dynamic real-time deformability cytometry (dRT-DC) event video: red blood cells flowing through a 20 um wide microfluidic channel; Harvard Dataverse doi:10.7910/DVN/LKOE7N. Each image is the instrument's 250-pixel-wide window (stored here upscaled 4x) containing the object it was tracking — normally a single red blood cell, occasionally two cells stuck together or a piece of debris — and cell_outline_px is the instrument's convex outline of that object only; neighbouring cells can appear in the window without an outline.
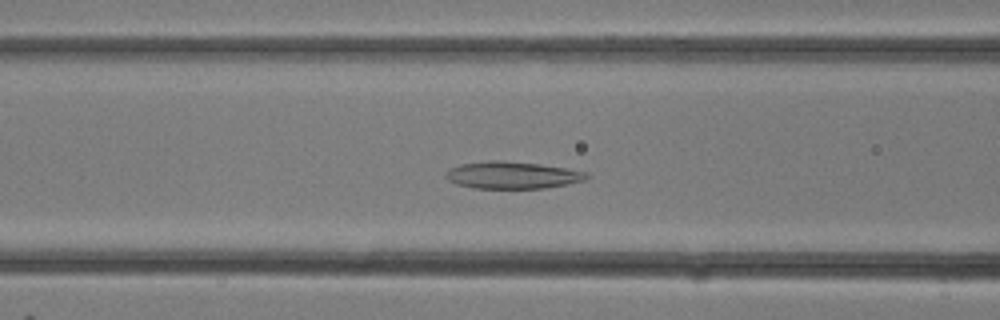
{"species": "common noctule bat (a hibernating species)", "species_latin": "Nyctalus noctula", "temperature_condition": "room temperature", "stored_images_in_passage": 28, "camera_frame_rate_fps": 3000, "um_per_image_px": 0.085, "animal": {"sex": "female"}, "frame": {"image": 1, "passage_image": 9, "time_ms": 2.667, "image_size_px": [1000, 320], "cell_outline_px": [[588, 176], [584, 180], [568, 184], [544, 188], [472, 188], [456, 184], [448, 180], [444, 176], [444, 172], [448, 168], [460, 164], [488, 160], [500, 160], [540, 164], [588, 172]], "centroid_in_image_um": [43.48, 14.88], "position_along_channel_um": 123.1, "area_um2": 22.37}}
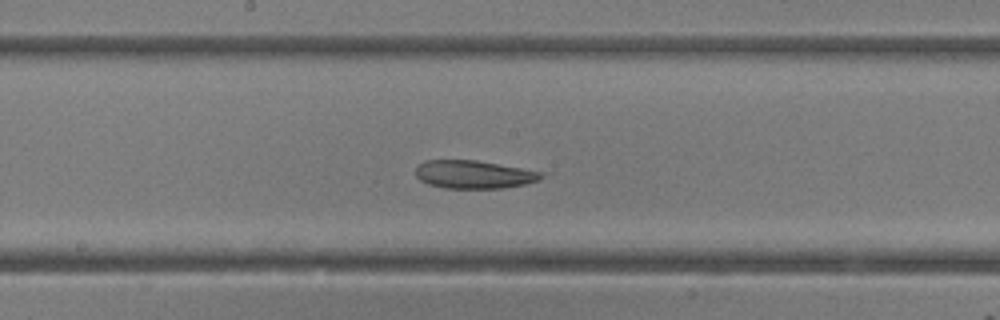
{"frame": {"image": 2, "passage_image": 13, "time_ms": 4.0, "image_size_px": [1000, 320], "cell_outline_px": [[544, 176], [540, 180], [524, 184], [504, 188], [444, 188], [428, 184], [420, 180], [416, 176], [416, 168], [424, 160], [476, 160], [544, 172]], "centroid_in_image_um": [40.28, 14.83], "position_along_channel_um": 207.9, "area_um2": 20.58}}
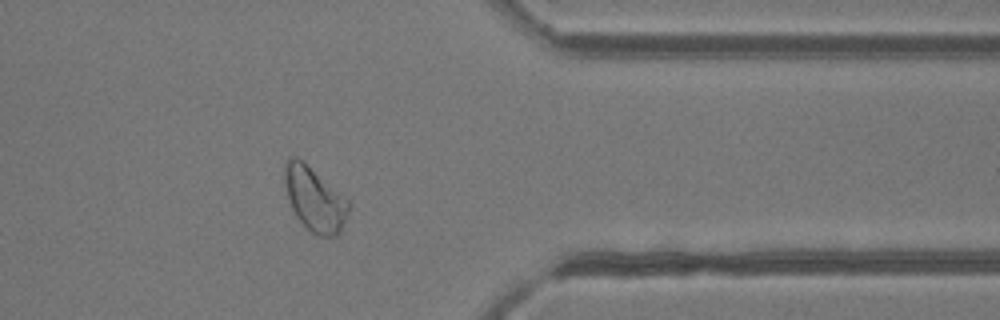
{"frame": {"image": 3, "passage_image": 22, "time_ms": 7.0, "image_size_px": [1000, 320], "cell_outline_px": [[348, 212], [340, 232], [336, 236], [316, 236], [296, 216], [288, 200], [284, 180], [284, 164], [288, 156], [296, 156], [348, 200]], "centroid_in_image_um": [26.7, 16.93], "position_along_channel_um": 384.7, "area_um2": 23.35}}